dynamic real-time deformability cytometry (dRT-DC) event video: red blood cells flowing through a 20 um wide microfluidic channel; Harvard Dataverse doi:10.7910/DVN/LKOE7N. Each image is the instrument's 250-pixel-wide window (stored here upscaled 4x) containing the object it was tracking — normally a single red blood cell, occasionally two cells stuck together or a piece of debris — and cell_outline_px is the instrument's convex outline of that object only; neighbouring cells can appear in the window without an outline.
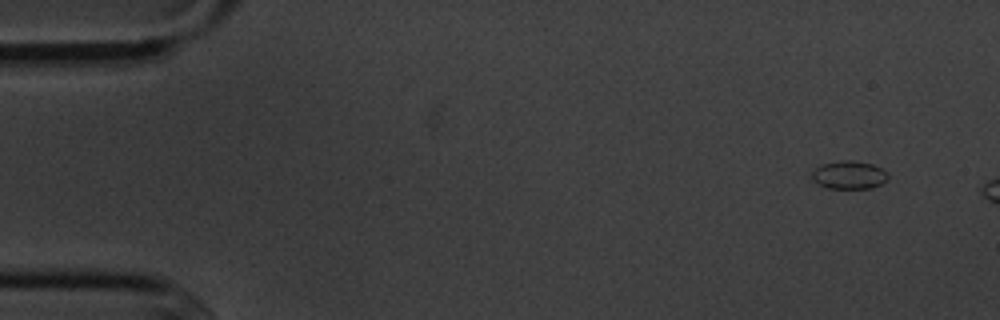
{"species": "common noctule bat (a hibernating species)", "species_latin": "Nyctalus noctula", "temperature_condition": "cold", "stored_images_in_passage": 3, "camera_frame_rate_fps": 3000, "um_per_image_px": 0.085, "animal": {"sex": "male", "body_mass_g": 20.1, "forearm_length_mm": 53.5}, "frame": {"image": 1, "passage_image": 1, "time_ms": 0.0, "image_size_px": [1000, 320], "cell_outline_px": [[888, 180], [872, 188], [828, 188], [812, 180], [812, 172], [820, 164], [844, 160], [852, 160], [872, 164], [888, 172]], "centroid_in_image_um": [72.18, 14.87], "position_along_channel_um": 12.8, "area_um2": 12.43}}